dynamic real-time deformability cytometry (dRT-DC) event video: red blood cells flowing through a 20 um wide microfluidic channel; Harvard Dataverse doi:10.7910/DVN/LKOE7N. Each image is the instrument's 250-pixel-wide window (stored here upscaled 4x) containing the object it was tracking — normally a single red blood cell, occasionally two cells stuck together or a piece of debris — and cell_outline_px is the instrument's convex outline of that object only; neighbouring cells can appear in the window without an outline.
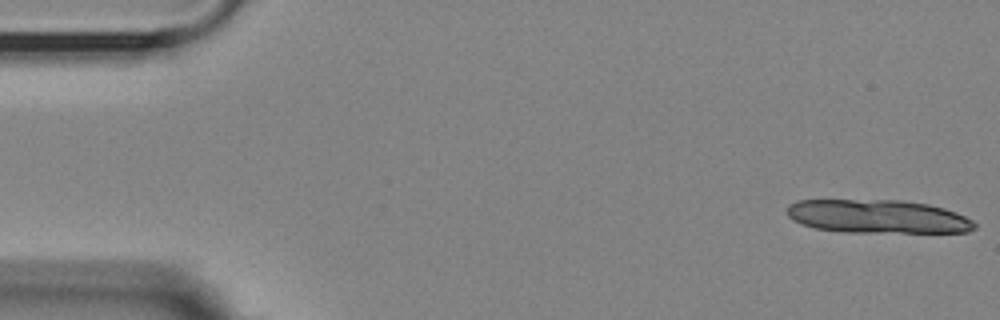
{"species": "Egyptian fruit bat (a non-hibernating species)", "species_latin": "Rousettus aegyptiacus", "temperature_condition": "room temperature", "stored_images_in_passage": 12, "camera_frame_rate_fps": 3000, "um_per_image_px": 0.085, "animal": {"sex": "female"}, "frame": {"image": 1, "passage_image": 1, "time_ms": 0.0, "image_size_px": [1000, 320], "cell_outline_px": [[976, 228], [968, 232], [840, 232], [816, 228], [800, 224], [792, 220], [788, 216], [788, 204], [796, 200], [904, 200], [928, 204], [944, 208], [956, 212], [972, 220], [976, 224]], "centroid_in_image_um": [74.59, 18.4], "position_along_channel_um": 10.4, "area_um2": 36.82}}